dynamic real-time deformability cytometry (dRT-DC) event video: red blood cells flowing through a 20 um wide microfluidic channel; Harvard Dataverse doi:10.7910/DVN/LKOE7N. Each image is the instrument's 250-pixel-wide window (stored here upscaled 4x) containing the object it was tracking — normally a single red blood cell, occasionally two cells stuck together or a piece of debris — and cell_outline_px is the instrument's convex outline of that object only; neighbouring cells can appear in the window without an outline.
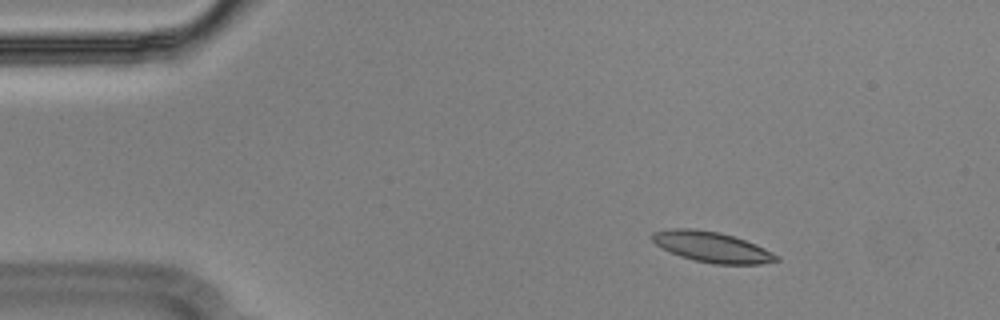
{"species": "Egyptian fruit bat (a non-hibernating species)", "species_latin": "Rousettus aegyptiacus", "temperature_condition": "cold", "stored_images_in_passage": 48, "camera_frame_rate_fps": 3000, "um_per_image_px": 0.085, "animal": {"sex": "male"}, "frame": {"image": 1, "passage_image": 1, "time_ms": 0.0, "image_size_px": [1000, 320], "cell_outline_px": [[780, 260], [760, 264], [712, 264], [680, 256], [656, 244], [648, 236], [652, 232], [672, 228], [696, 228], [720, 232], [756, 244], [780, 256]], "centroid_in_image_um": [60.51, 20.98], "position_along_channel_um": 24.5, "area_um2": 22.08}}
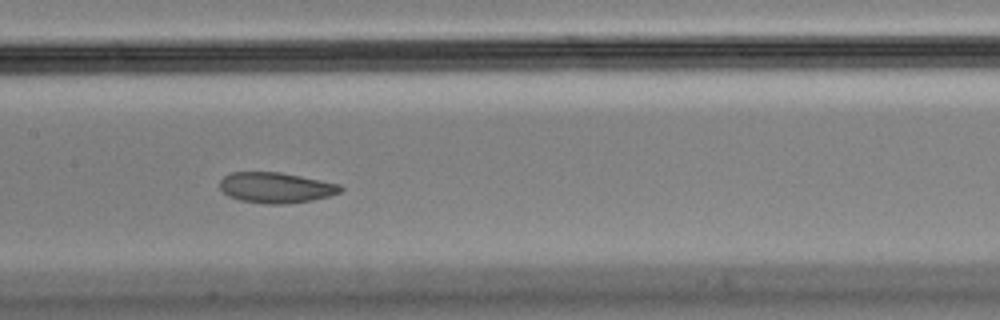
{"frame": {"image": 2, "passage_image": 20, "time_ms": 6.333, "image_size_px": [1000, 320], "cell_outline_px": [[344, 188], [340, 192], [328, 196], [312, 200], [284, 204], [264, 204], [240, 200], [228, 196], [220, 188], [220, 180], [224, 176], [232, 172], [280, 172], [340, 184]], "centroid_in_image_um": [23.44, 15.95], "position_along_channel_um": 184.0, "area_um2": 21.44}}
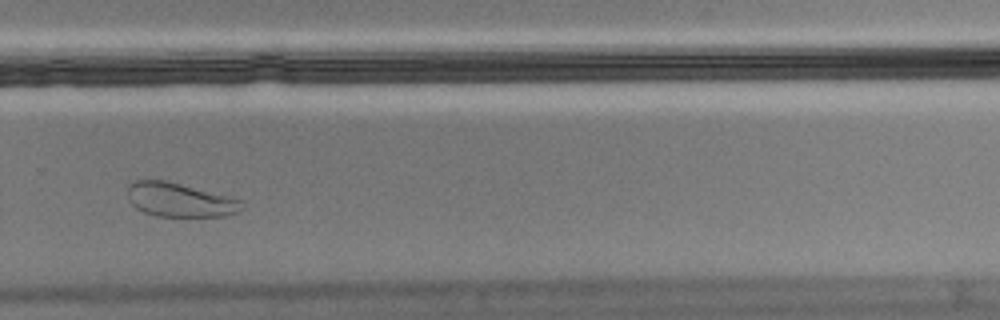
{"frame": {"image": 3, "passage_image": 31, "time_ms": 10.0, "image_size_px": [1000, 320], "cell_outline_px": [[244, 208], [236, 212], [224, 216], [156, 216], [144, 212], [136, 208], [128, 200], [128, 184], [144, 176], [164, 180], [232, 196], [240, 200]], "centroid_in_image_um": [15.23, 16.95], "position_along_channel_um": 314.6, "area_um2": 23.06}, "authors_computed_cell_mechanics": {"area_um2": 22.7154, "velocity_mm_per_s": 3.5797, "shape_relaxation_time_tau1_ms": null, "shape_relaxation_time_tau2_ms": 2.0815, "deformation_change_tau1": null, "deformation_change_tau2": 0.0737}}